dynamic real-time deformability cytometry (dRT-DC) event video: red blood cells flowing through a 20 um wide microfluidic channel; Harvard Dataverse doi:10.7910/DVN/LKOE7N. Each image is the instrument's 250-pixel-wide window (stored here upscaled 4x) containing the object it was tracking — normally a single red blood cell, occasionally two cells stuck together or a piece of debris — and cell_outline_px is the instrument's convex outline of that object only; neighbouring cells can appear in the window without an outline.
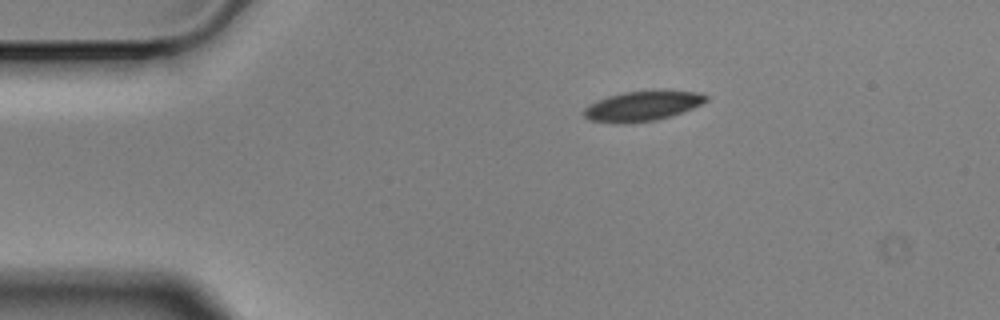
{"species": "Egyptian fruit bat (a non-hibernating species)", "species_latin": "Rousettus aegyptiacus", "temperature_condition": "cold", "stored_images_in_passage": 7, "camera_frame_rate_fps": 3000, "um_per_image_px": 0.085, "animal": {"sex": "male"}, "frame": {"image": 1, "passage_image": 1, "time_ms": 0.0, "image_size_px": [1000, 320], "cell_outline_px": [[708, 100], [692, 108], [672, 116], [656, 120], [624, 124], [616, 124], [588, 120], [580, 112], [588, 104], [596, 100], [608, 96], [624, 92], [660, 88], [700, 92], [708, 96]], "centroid_in_image_um": [54.59, 8.98], "position_along_channel_um": 30.4, "area_um2": 22.25}}
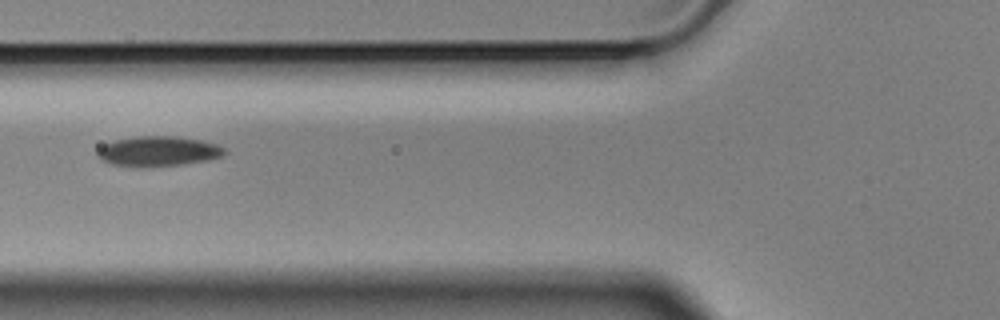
{"frame": {"image": 2, "passage_image": 4, "time_ms": 1.0, "image_size_px": [1000, 320], "cell_outline_px": [[224, 152], [220, 156], [204, 160], [180, 164], [112, 164], [100, 160], [96, 156], [96, 152], [104, 144], [116, 140], [136, 136], [176, 136], [200, 140], [216, 144], [224, 148]], "centroid_in_image_um": [13.41, 12.8], "position_along_channel_um": 112.4, "area_um2": 21.1}}
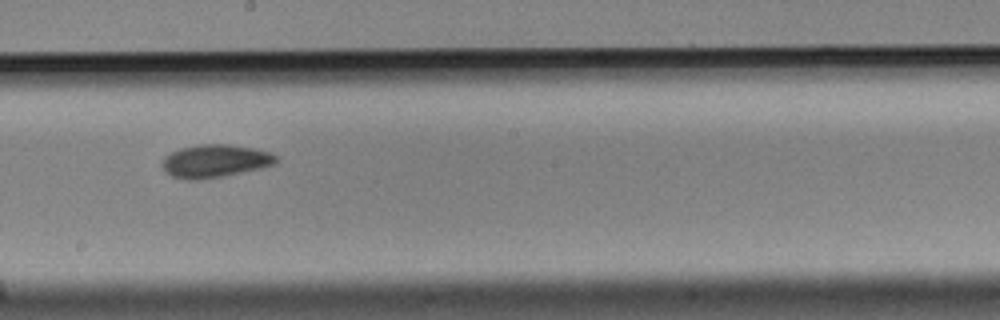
{"frame": {"image": 3, "passage_image": 7, "time_ms": 2.0, "image_size_px": [1000, 320], "cell_outline_px": [[276, 164], [260, 168], [224, 176], [200, 180], [188, 180], [172, 176], [164, 172], [160, 164], [164, 156], [180, 148], [200, 144], [228, 144], [252, 148], [272, 152], [276, 156]], "centroid_in_image_um": [18.24, 13.69], "position_along_channel_um": 230.0, "area_um2": 22.02}}